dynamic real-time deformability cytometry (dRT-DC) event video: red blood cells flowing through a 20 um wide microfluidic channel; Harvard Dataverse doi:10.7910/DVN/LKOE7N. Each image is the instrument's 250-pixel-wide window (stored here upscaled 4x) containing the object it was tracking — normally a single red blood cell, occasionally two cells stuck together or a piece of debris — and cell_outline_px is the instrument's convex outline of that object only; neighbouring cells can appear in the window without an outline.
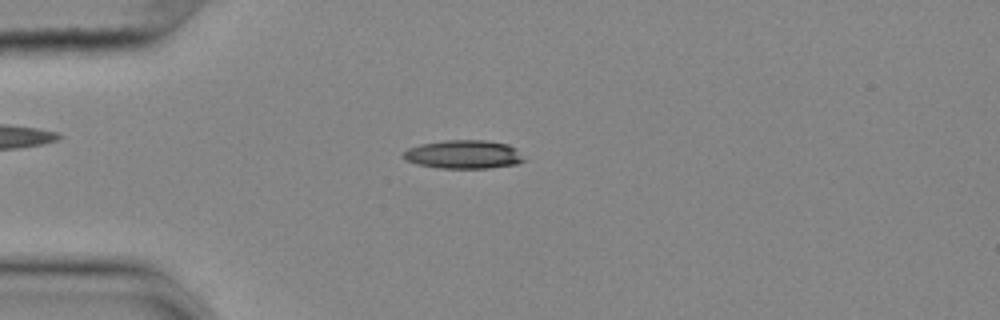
{"species": "common noctule bat (a hibernating species)", "species_latin": "Nyctalus noctula", "temperature_condition": "cold", "stored_images_in_passage": 56, "camera_frame_rate_fps": 3000, "um_per_image_px": 0.085, "animal": {"sex": "female", "body_mass_g": 25.1}, "frame": {"image": 1, "passage_image": 15, "time_ms": 4.667, "image_size_px": [1000, 320], "cell_outline_px": [[528, 160], [516, 164], [488, 168], [436, 168], [416, 164], [404, 160], [400, 156], [408, 148], [420, 144], [444, 140], [484, 140], [508, 144]], "centroid_in_image_um": [39.36, 13.13], "position_along_channel_um": 45.6, "area_um2": 20.23}}
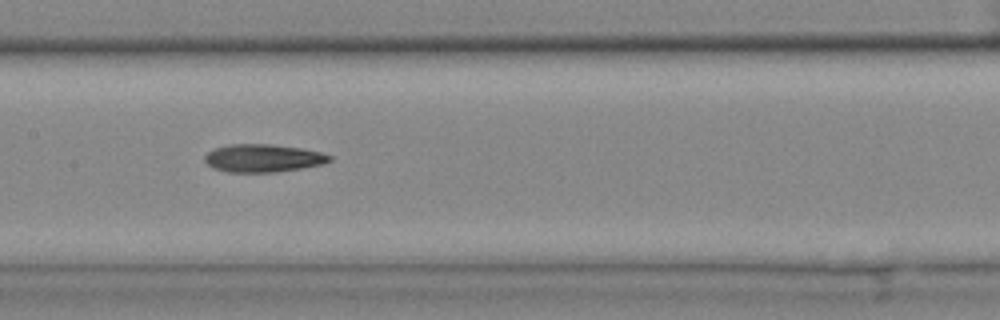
{"frame": {"image": 2, "passage_image": 28, "time_ms": 9.0, "image_size_px": [1000, 320], "cell_outline_px": [[332, 160], [324, 164], [300, 168], [272, 172], [228, 172], [212, 168], [204, 160], [204, 156], [208, 152], [216, 148], [228, 144], [272, 144], [300, 148], [320, 152], [332, 156]], "centroid_in_image_um": [22.35, 13.44], "position_along_channel_um": 185.1, "area_um2": 20.23}}
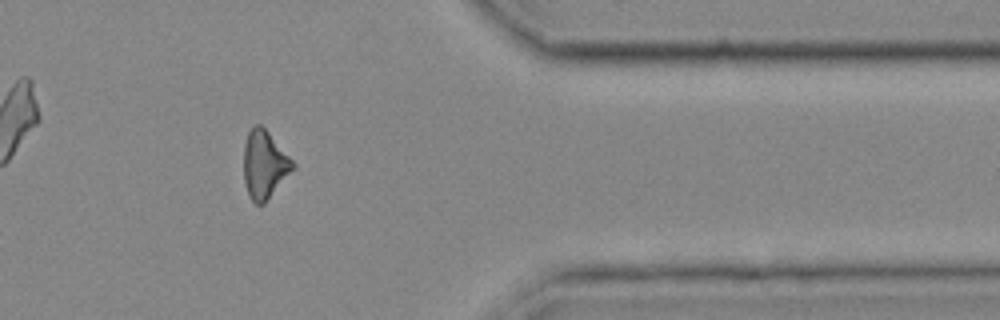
{"frame": {"image": 3, "passage_image": 46, "time_ms": 15.0, "image_size_px": [1000, 320], "cell_outline_px": [[296, 168], [264, 204], [256, 204], [248, 196], [244, 184], [244, 144], [248, 132], [256, 124], [260, 124], [268, 132], [296, 164]], "centroid_in_image_um": [22.48, 14.02], "position_along_channel_um": 388.9, "area_um2": 19.54}, "authors_computed_cell_mechanics": {"area_um2": 19.8254, "velocity_mm_per_s": 3.6799, "shape_relaxation_time_tau1_ms": 4.8279, "shape_relaxation_time_tau2_ms": 5.2698, "deformation_change_tau1": 0.1466, "deformation_change_tau2": 0.1569}}